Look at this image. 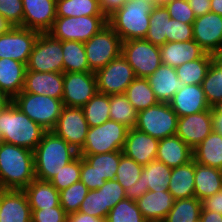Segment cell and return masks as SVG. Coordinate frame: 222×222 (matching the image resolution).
Masks as SVG:
<instances>
[{
    "label": "cell",
    "instance_id": "6da1fadb",
    "mask_svg": "<svg viewBox=\"0 0 222 222\" xmlns=\"http://www.w3.org/2000/svg\"><path fill=\"white\" fill-rule=\"evenodd\" d=\"M35 178L34 152L3 142L0 146V189L24 190Z\"/></svg>",
    "mask_w": 222,
    "mask_h": 222
},
{
    "label": "cell",
    "instance_id": "7a4b0ae2",
    "mask_svg": "<svg viewBox=\"0 0 222 222\" xmlns=\"http://www.w3.org/2000/svg\"><path fill=\"white\" fill-rule=\"evenodd\" d=\"M35 176L50 181L63 166L74 160L79 154L64 139L53 131H46L42 140L34 149Z\"/></svg>",
    "mask_w": 222,
    "mask_h": 222
},
{
    "label": "cell",
    "instance_id": "3957f363",
    "mask_svg": "<svg viewBox=\"0 0 222 222\" xmlns=\"http://www.w3.org/2000/svg\"><path fill=\"white\" fill-rule=\"evenodd\" d=\"M153 0H127L122 8L107 18L108 25L121 41L144 39L149 29Z\"/></svg>",
    "mask_w": 222,
    "mask_h": 222
},
{
    "label": "cell",
    "instance_id": "277c9868",
    "mask_svg": "<svg viewBox=\"0 0 222 222\" xmlns=\"http://www.w3.org/2000/svg\"><path fill=\"white\" fill-rule=\"evenodd\" d=\"M0 132L3 142L34 151L46 130L32 121L12 102L0 114Z\"/></svg>",
    "mask_w": 222,
    "mask_h": 222
},
{
    "label": "cell",
    "instance_id": "5b68a950",
    "mask_svg": "<svg viewBox=\"0 0 222 222\" xmlns=\"http://www.w3.org/2000/svg\"><path fill=\"white\" fill-rule=\"evenodd\" d=\"M13 103L32 121L46 131H52L63 108L61 99L21 91Z\"/></svg>",
    "mask_w": 222,
    "mask_h": 222
},
{
    "label": "cell",
    "instance_id": "8992f818",
    "mask_svg": "<svg viewBox=\"0 0 222 222\" xmlns=\"http://www.w3.org/2000/svg\"><path fill=\"white\" fill-rule=\"evenodd\" d=\"M129 128L109 119L96 127H89L86 141L78 154H102L122 151Z\"/></svg>",
    "mask_w": 222,
    "mask_h": 222
},
{
    "label": "cell",
    "instance_id": "52a82bcc",
    "mask_svg": "<svg viewBox=\"0 0 222 222\" xmlns=\"http://www.w3.org/2000/svg\"><path fill=\"white\" fill-rule=\"evenodd\" d=\"M107 24L105 16L57 17L47 33L61 41L84 43Z\"/></svg>",
    "mask_w": 222,
    "mask_h": 222
},
{
    "label": "cell",
    "instance_id": "ba28073f",
    "mask_svg": "<svg viewBox=\"0 0 222 222\" xmlns=\"http://www.w3.org/2000/svg\"><path fill=\"white\" fill-rule=\"evenodd\" d=\"M178 115L169 103L158 102L156 105L137 112L134 128L161 140L176 135Z\"/></svg>",
    "mask_w": 222,
    "mask_h": 222
},
{
    "label": "cell",
    "instance_id": "9c48e42d",
    "mask_svg": "<svg viewBox=\"0 0 222 222\" xmlns=\"http://www.w3.org/2000/svg\"><path fill=\"white\" fill-rule=\"evenodd\" d=\"M122 41L107 24L84 42L87 62L91 72L96 73L121 54Z\"/></svg>",
    "mask_w": 222,
    "mask_h": 222
},
{
    "label": "cell",
    "instance_id": "30bf717a",
    "mask_svg": "<svg viewBox=\"0 0 222 222\" xmlns=\"http://www.w3.org/2000/svg\"><path fill=\"white\" fill-rule=\"evenodd\" d=\"M121 54L133 68L136 77L147 78L162 64L160 46L145 39L123 41Z\"/></svg>",
    "mask_w": 222,
    "mask_h": 222
},
{
    "label": "cell",
    "instance_id": "8fae6325",
    "mask_svg": "<svg viewBox=\"0 0 222 222\" xmlns=\"http://www.w3.org/2000/svg\"><path fill=\"white\" fill-rule=\"evenodd\" d=\"M26 66V71L63 72L62 41L40 33Z\"/></svg>",
    "mask_w": 222,
    "mask_h": 222
},
{
    "label": "cell",
    "instance_id": "7c38bea8",
    "mask_svg": "<svg viewBox=\"0 0 222 222\" xmlns=\"http://www.w3.org/2000/svg\"><path fill=\"white\" fill-rule=\"evenodd\" d=\"M98 92L106 95L125 94L136 78L133 68L120 54L96 73Z\"/></svg>",
    "mask_w": 222,
    "mask_h": 222
},
{
    "label": "cell",
    "instance_id": "4fadbf2b",
    "mask_svg": "<svg viewBox=\"0 0 222 222\" xmlns=\"http://www.w3.org/2000/svg\"><path fill=\"white\" fill-rule=\"evenodd\" d=\"M39 34L33 29L12 26L0 35V59L9 58L27 65Z\"/></svg>",
    "mask_w": 222,
    "mask_h": 222
},
{
    "label": "cell",
    "instance_id": "5bb4252c",
    "mask_svg": "<svg viewBox=\"0 0 222 222\" xmlns=\"http://www.w3.org/2000/svg\"><path fill=\"white\" fill-rule=\"evenodd\" d=\"M98 92L93 72H66L63 80V106L82 108Z\"/></svg>",
    "mask_w": 222,
    "mask_h": 222
},
{
    "label": "cell",
    "instance_id": "9a60e30c",
    "mask_svg": "<svg viewBox=\"0 0 222 222\" xmlns=\"http://www.w3.org/2000/svg\"><path fill=\"white\" fill-rule=\"evenodd\" d=\"M88 129L82 108L63 106L52 131L79 152L86 141Z\"/></svg>",
    "mask_w": 222,
    "mask_h": 222
},
{
    "label": "cell",
    "instance_id": "2e32d148",
    "mask_svg": "<svg viewBox=\"0 0 222 222\" xmlns=\"http://www.w3.org/2000/svg\"><path fill=\"white\" fill-rule=\"evenodd\" d=\"M212 131V107L203 112L178 117L176 135L192 150Z\"/></svg>",
    "mask_w": 222,
    "mask_h": 222
},
{
    "label": "cell",
    "instance_id": "e0dca14e",
    "mask_svg": "<svg viewBox=\"0 0 222 222\" xmlns=\"http://www.w3.org/2000/svg\"><path fill=\"white\" fill-rule=\"evenodd\" d=\"M193 40L207 53L214 54L222 45V16L206 13L192 23Z\"/></svg>",
    "mask_w": 222,
    "mask_h": 222
},
{
    "label": "cell",
    "instance_id": "ac0fdd59",
    "mask_svg": "<svg viewBox=\"0 0 222 222\" xmlns=\"http://www.w3.org/2000/svg\"><path fill=\"white\" fill-rule=\"evenodd\" d=\"M23 3V27L48 32L57 18L56 0H22Z\"/></svg>",
    "mask_w": 222,
    "mask_h": 222
},
{
    "label": "cell",
    "instance_id": "d6986e66",
    "mask_svg": "<svg viewBox=\"0 0 222 222\" xmlns=\"http://www.w3.org/2000/svg\"><path fill=\"white\" fill-rule=\"evenodd\" d=\"M159 140L136 128L128 130L122 152L141 165L156 160Z\"/></svg>",
    "mask_w": 222,
    "mask_h": 222
},
{
    "label": "cell",
    "instance_id": "ffe728a7",
    "mask_svg": "<svg viewBox=\"0 0 222 222\" xmlns=\"http://www.w3.org/2000/svg\"><path fill=\"white\" fill-rule=\"evenodd\" d=\"M63 80L64 72L26 71L22 91L62 100Z\"/></svg>",
    "mask_w": 222,
    "mask_h": 222
},
{
    "label": "cell",
    "instance_id": "44dd1931",
    "mask_svg": "<svg viewBox=\"0 0 222 222\" xmlns=\"http://www.w3.org/2000/svg\"><path fill=\"white\" fill-rule=\"evenodd\" d=\"M31 207L23 190L0 189V222H31Z\"/></svg>",
    "mask_w": 222,
    "mask_h": 222
},
{
    "label": "cell",
    "instance_id": "7402d4cb",
    "mask_svg": "<svg viewBox=\"0 0 222 222\" xmlns=\"http://www.w3.org/2000/svg\"><path fill=\"white\" fill-rule=\"evenodd\" d=\"M169 105L178 117L203 112L211 108L202 86L197 84L184 85L176 92Z\"/></svg>",
    "mask_w": 222,
    "mask_h": 222
},
{
    "label": "cell",
    "instance_id": "603a6c76",
    "mask_svg": "<svg viewBox=\"0 0 222 222\" xmlns=\"http://www.w3.org/2000/svg\"><path fill=\"white\" fill-rule=\"evenodd\" d=\"M135 200L148 222H163L175 201L169 191H147Z\"/></svg>",
    "mask_w": 222,
    "mask_h": 222
},
{
    "label": "cell",
    "instance_id": "cb8c5ba5",
    "mask_svg": "<svg viewBox=\"0 0 222 222\" xmlns=\"http://www.w3.org/2000/svg\"><path fill=\"white\" fill-rule=\"evenodd\" d=\"M171 174V167L157 160L151 161L144 165L132 196L135 198L147 191H168Z\"/></svg>",
    "mask_w": 222,
    "mask_h": 222
},
{
    "label": "cell",
    "instance_id": "d4e9b609",
    "mask_svg": "<svg viewBox=\"0 0 222 222\" xmlns=\"http://www.w3.org/2000/svg\"><path fill=\"white\" fill-rule=\"evenodd\" d=\"M207 52L194 40L166 42L160 46L162 64L177 68L180 65L202 58Z\"/></svg>",
    "mask_w": 222,
    "mask_h": 222
},
{
    "label": "cell",
    "instance_id": "484cf974",
    "mask_svg": "<svg viewBox=\"0 0 222 222\" xmlns=\"http://www.w3.org/2000/svg\"><path fill=\"white\" fill-rule=\"evenodd\" d=\"M147 79L155 98L161 103H169L176 92L184 86L177 77L176 68L164 64H161Z\"/></svg>",
    "mask_w": 222,
    "mask_h": 222
},
{
    "label": "cell",
    "instance_id": "4316f807",
    "mask_svg": "<svg viewBox=\"0 0 222 222\" xmlns=\"http://www.w3.org/2000/svg\"><path fill=\"white\" fill-rule=\"evenodd\" d=\"M156 160L174 168L193 160V150L177 135L159 140Z\"/></svg>",
    "mask_w": 222,
    "mask_h": 222
},
{
    "label": "cell",
    "instance_id": "83f0119b",
    "mask_svg": "<svg viewBox=\"0 0 222 222\" xmlns=\"http://www.w3.org/2000/svg\"><path fill=\"white\" fill-rule=\"evenodd\" d=\"M27 66L16 60L0 59V91L12 99L18 95L24 86Z\"/></svg>",
    "mask_w": 222,
    "mask_h": 222
},
{
    "label": "cell",
    "instance_id": "f1b7e54d",
    "mask_svg": "<svg viewBox=\"0 0 222 222\" xmlns=\"http://www.w3.org/2000/svg\"><path fill=\"white\" fill-rule=\"evenodd\" d=\"M31 210H40L60 205L59 191L50 181L35 178L24 190Z\"/></svg>",
    "mask_w": 222,
    "mask_h": 222
},
{
    "label": "cell",
    "instance_id": "f546056e",
    "mask_svg": "<svg viewBox=\"0 0 222 222\" xmlns=\"http://www.w3.org/2000/svg\"><path fill=\"white\" fill-rule=\"evenodd\" d=\"M195 161L172 168L168 191L175 200L195 197Z\"/></svg>",
    "mask_w": 222,
    "mask_h": 222
},
{
    "label": "cell",
    "instance_id": "4dcf8cb0",
    "mask_svg": "<svg viewBox=\"0 0 222 222\" xmlns=\"http://www.w3.org/2000/svg\"><path fill=\"white\" fill-rule=\"evenodd\" d=\"M195 197L200 201L222 191V170L195 162Z\"/></svg>",
    "mask_w": 222,
    "mask_h": 222
},
{
    "label": "cell",
    "instance_id": "1f68e13d",
    "mask_svg": "<svg viewBox=\"0 0 222 222\" xmlns=\"http://www.w3.org/2000/svg\"><path fill=\"white\" fill-rule=\"evenodd\" d=\"M193 160L222 170V136L212 131L193 149Z\"/></svg>",
    "mask_w": 222,
    "mask_h": 222
},
{
    "label": "cell",
    "instance_id": "d6a6232c",
    "mask_svg": "<svg viewBox=\"0 0 222 222\" xmlns=\"http://www.w3.org/2000/svg\"><path fill=\"white\" fill-rule=\"evenodd\" d=\"M63 72H91L84 43L80 41H62Z\"/></svg>",
    "mask_w": 222,
    "mask_h": 222
},
{
    "label": "cell",
    "instance_id": "836d02e7",
    "mask_svg": "<svg viewBox=\"0 0 222 222\" xmlns=\"http://www.w3.org/2000/svg\"><path fill=\"white\" fill-rule=\"evenodd\" d=\"M125 95L137 112L158 103L148 79L143 77H136L127 87Z\"/></svg>",
    "mask_w": 222,
    "mask_h": 222
},
{
    "label": "cell",
    "instance_id": "e575fe53",
    "mask_svg": "<svg viewBox=\"0 0 222 222\" xmlns=\"http://www.w3.org/2000/svg\"><path fill=\"white\" fill-rule=\"evenodd\" d=\"M89 163L96 173L105 181L115 180L116 172L123 155L122 151H115L102 154H79Z\"/></svg>",
    "mask_w": 222,
    "mask_h": 222
},
{
    "label": "cell",
    "instance_id": "d590c367",
    "mask_svg": "<svg viewBox=\"0 0 222 222\" xmlns=\"http://www.w3.org/2000/svg\"><path fill=\"white\" fill-rule=\"evenodd\" d=\"M57 17L104 16L99 0H56Z\"/></svg>",
    "mask_w": 222,
    "mask_h": 222
},
{
    "label": "cell",
    "instance_id": "8d00e7d4",
    "mask_svg": "<svg viewBox=\"0 0 222 222\" xmlns=\"http://www.w3.org/2000/svg\"><path fill=\"white\" fill-rule=\"evenodd\" d=\"M202 201L196 197L175 200L163 222H199Z\"/></svg>",
    "mask_w": 222,
    "mask_h": 222
},
{
    "label": "cell",
    "instance_id": "74e56055",
    "mask_svg": "<svg viewBox=\"0 0 222 222\" xmlns=\"http://www.w3.org/2000/svg\"><path fill=\"white\" fill-rule=\"evenodd\" d=\"M214 55L206 53L202 58L186 62L176 68L177 77L184 85H201Z\"/></svg>",
    "mask_w": 222,
    "mask_h": 222
},
{
    "label": "cell",
    "instance_id": "f35d334b",
    "mask_svg": "<svg viewBox=\"0 0 222 222\" xmlns=\"http://www.w3.org/2000/svg\"><path fill=\"white\" fill-rule=\"evenodd\" d=\"M169 17L164 5H155L150 13L149 29L144 39L157 46L164 45L168 35Z\"/></svg>",
    "mask_w": 222,
    "mask_h": 222
},
{
    "label": "cell",
    "instance_id": "ab89813d",
    "mask_svg": "<svg viewBox=\"0 0 222 222\" xmlns=\"http://www.w3.org/2000/svg\"><path fill=\"white\" fill-rule=\"evenodd\" d=\"M110 96L97 92L83 107L84 117L89 127H96L108 121Z\"/></svg>",
    "mask_w": 222,
    "mask_h": 222
},
{
    "label": "cell",
    "instance_id": "60d3db41",
    "mask_svg": "<svg viewBox=\"0 0 222 222\" xmlns=\"http://www.w3.org/2000/svg\"><path fill=\"white\" fill-rule=\"evenodd\" d=\"M110 119L132 129L136 126L137 111L125 94L110 95Z\"/></svg>",
    "mask_w": 222,
    "mask_h": 222
},
{
    "label": "cell",
    "instance_id": "b9f144b4",
    "mask_svg": "<svg viewBox=\"0 0 222 222\" xmlns=\"http://www.w3.org/2000/svg\"><path fill=\"white\" fill-rule=\"evenodd\" d=\"M201 86L210 107L222 100V66L214 59Z\"/></svg>",
    "mask_w": 222,
    "mask_h": 222
},
{
    "label": "cell",
    "instance_id": "7bdbcfd3",
    "mask_svg": "<svg viewBox=\"0 0 222 222\" xmlns=\"http://www.w3.org/2000/svg\"><path fill=\"white\" fill-rule=\"evenodd\" d=\"M143 167V165L137 163L124 154L121 156L116 172V180L122 185L129 195L134 194Z\"/></svg>",
    "mask_w": 222,
    "mask_h": 222
},
{
    "label": "cell",
    "instance_id": "ee69618b",
    "mask_svg": "<svg viewBox=\"0 0 222 222\" xmlns=\"http://www.w3.org/2000/svg\"><path fill=\"white\" fill-rule=\"evenodd\" d=\"M105 222H148L140 212L135 198L130 195L118 202L108 213Z\"/></svg>",
    "mask_w": 222,
    "mask_h": 222
},
{
    "label": "cell",
    "instance_id": "f6af8a7d",
    "mask_svg": "<svg viewBox=\"0 0 222 222\" xmlns=\"http://www.w3.org/2000/svg\"><path fill=\"white\" fill-rule=\"evenodd\" d=\"M88 192L89 189L81 181L70 185L59 192L61 207L68 215L78 212Z\"/></svg>",
    "mask_w": 222,
    "mask_h": 222
},
{
    "label": "cell",
    "instance_id": "bcb514c9",
    "mask_svg": "<svg viewBox=\"0 0 222 222\" xmlns=\"http://www.w3.org/2000/svg\"><path fill=\"white\" fill-rule=\"evenodd\" d=\"M81 155H78L67 165L63 166L51 180L50 183L60 192L70 185L80 181Z\"/></svg>",
    "mask_w": 222,
    "mask_h": 222
},
{
    "label": "cell",
    "instance_id": "7dc6e473",
    "mask_svg": "<svg viewBox=\"0 0 222 222\" xmlns=\"http://www.w3.org/2000/svg\"><path fill=\"white\" fill-rule=\"evenodd\" d=\"M78 211L106 220L109 212L104 207L103 190H89Z\"/></svg>",
    "mask_w": 222,
    "mask_h": 222
},
{
    "label": "cell",
    "instance_id": "c3c4849f",
    "mask_svg": "<svg viewBox=\"0 0 222 222\" xmlns=\"http://www.w3.org/2000/svg\"><path fill=\"white\" fill-rule=\"evenodd\" d=\"M100 190H103L104 207L108 212L118 202L130 196L116 179L105 181Z\"/></svg>",
    "mask_w": 222,
    "mask_h": 222
},
{
    "label": "cell",
    "instance_id": "681fc988",
    "mask_svg": "<svg viewBox=\"0 0 222 222\" xmlns=\"http://www.w3.org/2000/svg\"><path fill=\"white\" fill-rule=\"evenodd\" d=\"M0 15L12 26L23 27V3L22 0H0Z\"/></svg>",
    "mask_w": 222,
    "mask_h": 222
},
{
    "label": "cell",
    "instance_id": "f907efd6",
    "mask_svg": "<svg viewBox=\"0 0 222 222\" xmlns=\"http://www.w3.org/2000/svg\"><path fill=\"white\" fill-rule=\"evenodd\" d=\"M172 19L186 24H192L195 21V15L187 0H171L164 5Z\"/></svg>",
    "mask_w": 222,
    "mask_h": 222
},
{
    "label": "cell",
    "instance_id": "816d5d0a",
    "mask_svg": "<svg viewBox=\"0 0 222 222\" xmlns=\"http://www.w3.org/2000/svg\"><path fill=\"white\" fill-rule=\"evenodd\" d=\"M193 40L192 24H186L169 17L166 42H184Z\"/></svg>",
    "mask_w": 222,
    "mask_h": 222
},
{
    "label": "cell",
    "instance_id": "f5cc1de1",
    "mask_svg": "<svg viewBox=\"0 0 222 222\" xmlns=\"http://www.w3.org/2000/svg\"><path fill=\"white\" fill-rule=\"evenodd\" d=\"M31 222H67L68 214L61 206L31 210Z\"/></svg>",
    "mask_w": 222,
    "mask_h": 222
},
{
    "label": "cell",
    "instance_id": "db71d44e",
    "mask_svg": "<svg viewBox=\"0 0 222 222\" xmlns=\"http://www.w3.org/2000/svg\"><path fill=\"white\" fill-rule=\"evenodd\" d=\"M80 181L89 189L96 190L100 189L105 183L103 178L96 173L94 167L87 163L81 156V174Z\"/></svg>",
    "mask_w": 222,
    "mask_h": 222
},
{
    "label": "cell",
    "instance_id": "11a10c76",
    "mask_svg": "<svg viewBox=\"0 0 222 222\" xmlns=\"http://www.w3.org/2000/svg\"><path fill=\"white\" fill-rule=\"evenodd\" d=\"M202 209L216 211L222 215V191L202 200Z\"/></svg>",
    "mask_w": 222,
    "mask_h": 222
},
{
    "label": "cell",
    "instance_id": "9f6ffc18",
    "mask_svg": "<svg viewBox=\"0 0 222 222\" xmlns=\"http://www.w3.org/2000/svg\"><path fill=\"white\" fill-rule=\"evenodd\" d=\"M126 2L127 0H99L101 11L106 18L122 8Z\"/></svg>",
    "mask_w": 222,
    "mask_h": 222
},
{
    "label": "cell",
    "instance_id": "6f0895ef",
    "mask_svg": "<svg viewBox=\"0 0 222 222\" xmlns=\"http://www.w3.org/2000/svg\"><path fill=\"white\" fill-rule=\"evenodd\" d=\"M195 17L211 12V0H187Z\"/></svg>",
    "mask_w": 222,
    "mask_h": 222
},
{
    "label": "cell",
    "instance_id": "680465c9",
    "mask_svg": "<svg viewBox=\"0 0 222 222\" xmlns=\"http://www.w3.org/2000/svg\"><path fill=\"white\" fill-rule=\"evenodd\" d=\"M67 222H105V220L78 211L69 214Z\"/></svg>",
    "mask_w": 222,
    "mask_h": 222
},
{
    "label": "cell",
    "instance_id": "91938a15",
    "mask_svg": "<svg viewBox=\"0 0 222 222\" xmlns=\"http://www.w3.org/2000/svg\"><path fill=\"white\" fill-rule=\"evenodd\" d=\"M199 222H222V215L216 211L202 209Z\"/></svg>",
    "mask_w": 222,
    "mask_h": 222
},
{
    "label": "cell",
    "instance_id": "94428289",
    "mask_svg": "<svg viewBox=\"0 0 222 222\" xmlns=\"http://www.w3.org/2000/svg\"><path fill=\"white\" fill-rule=\"evenodd\" d=\"M212 126L213 131L222 136V115L218 114L212 108Z\"/></svg>",
    "mask_w": 222,
    "mask_h": 222
},
{
    "label": "cell",
    "instance_id": "6125c7cd",
    "mask_svg": "<svg viewBox=\"0 0 222 222\" xmlns=\"http://www.w3.org/2000/svg\"><path fill=\"white\" fill-rule=\"evenodd\" d=\"M13 102V99L0 91V114Z\"/></svg>",
    "mask_w": 222,
    "mask_h": 222
},
{
    "label": "cell",
    "instance_id": "be15d7a7",
    "mask_svg": "<svg viewBox=\"0 0 222 222\" xmlns=\"http://www.w3.org/2000/svg\"><path fill=\"white\" fill-rule=\"evenodd\" d=\"M211 12L222 16V0H211Z\"/></svg>",
    "mask_w": 222,
    "mask_h": 222
},
{
    "label": "cell",
    "instance_id": "e7e4bbea",
    "mask_svg": "<svg viewBox=\"0 0 222 222\" xmlns=\"http://www.w3.org/2000/svg\"><path fill=\"white\" fill-rule=\"evenodd\" d=\"M12 25L2 16L0 15V35L7 32Z\"/></svg>",
    "mask_w": 222,
    "mask_h": 222
},
{
    "label": "cell",
    "instance_id": "03108f58",
    "mask_svg": "<svg viewBox=\"0 0 222 222\" xmlns=\"http://www.w3.org/2000/svg\"><path fill=\"white\" fill-rule=\"evenodd\" d=\"M213 55H214V60L222 66V45Z\"/></svg>",
    "mask_w": 222,
    "mask_h": 222
},
{
    "label": "cell",
    "instance_id": "003e7915",
    "mask_svg": "<svg viewBox=\"0 0 222 222\" xmlns=\"http://www.w3.org/2000/svg\"><path fill=\"white\" fill-rule=\"evenodd\" d=\"M212 108L220 115H222V100L217 102Z\"/></svg>",
    "mask_w": 222,
    "mask_h": 222
},
{
    "label": "cell",
    "instance_id": "a7ac6f4b",
    "mask_svg": "<svg viewBox=\"0 0 222 222\" xmlns=\"http://www.w3.org/2000/svg\"><path fill=\"white\" fill-rule=\"evenodd\" d=\"M171 0H153L155 5H165L166 3L170 2Z\"/></svg>",
    "mask_w": 222,
    "mask_h": 222
},
{
    "label": "cell",
    "instance_id": "89a4df30",
    "mask_svg": "<svg viewBox=\"0 0 222 222\" xmlns=\"http://www.w3.org/2000/svg\"><path fill=\"white\" fill-rule=\"evenodd\" d=\"M2 143H3V137H2L1 132H0V146H1Z\"/></svg>",
    "mask_w": 222,
    "mask_h": 222
}]
</instances>
